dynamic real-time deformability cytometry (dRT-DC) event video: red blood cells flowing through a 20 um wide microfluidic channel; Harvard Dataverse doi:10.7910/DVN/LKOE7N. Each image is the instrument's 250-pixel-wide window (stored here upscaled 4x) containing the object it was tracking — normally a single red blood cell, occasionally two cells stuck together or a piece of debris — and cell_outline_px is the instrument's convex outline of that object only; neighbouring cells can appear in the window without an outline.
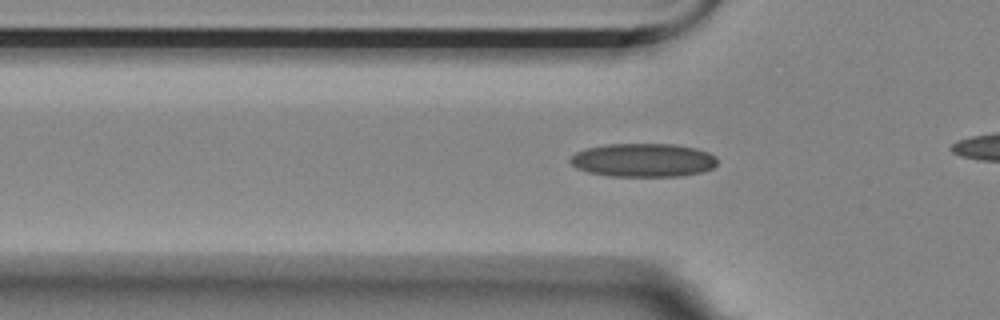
{"species": "Egyptian fruit bat (a non-hibernating species)", "species_latin": "Rousettus aegyptiacus", "temperature_condition": "room temperature", "stored_images_in_passage": 45, "camera_frame_rate_fps": 3000, "um_per_image_px": 0.085, "animal": {"sex": "female"}, "frame": {"image": 1, "passage_image": 17, "time_ms": 5.333, "image_size_px": [1000, 320], "cell_outline_px": [[716, 160], [708, 168], [692, 172], [600, 172], [576, 164], [572, 160], [576, 156], [584, 152], [600, 148], [684, 148], [700, 152]], "centroid_in_image_um": [54.74, 13.61], "position_along_channel_um": 71.1, "area_um2": 21.27}}
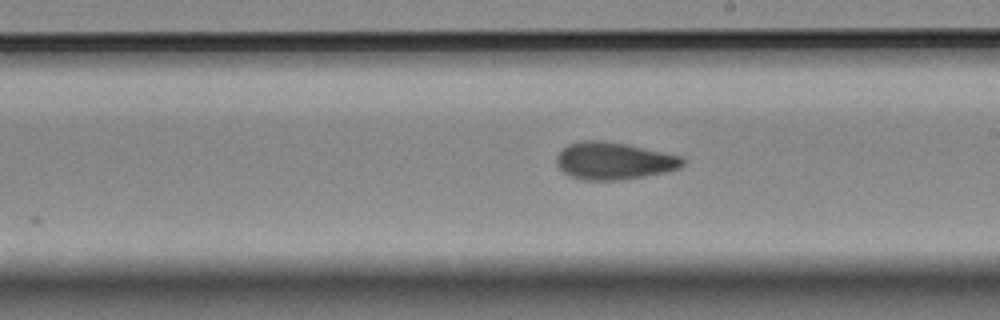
{"frame": {"image": 2, "passage_image": 31, "time_ms": 10.0, "image_size_px": [1000, 320], "cell_outline_px": [[680, 164], [668, 168], [644, 172], [612, 176], [592, 176], [576, 172], [568, 168], [564, 164], [564, 152], [568, 148], [588, 144], [604, 144], [628, 148], [668, 156], [680, 160]], "centroid_in_image_um": [52.2, 13.64], "position_along_channel_um": 236.8, "area_um2": 19.25}}
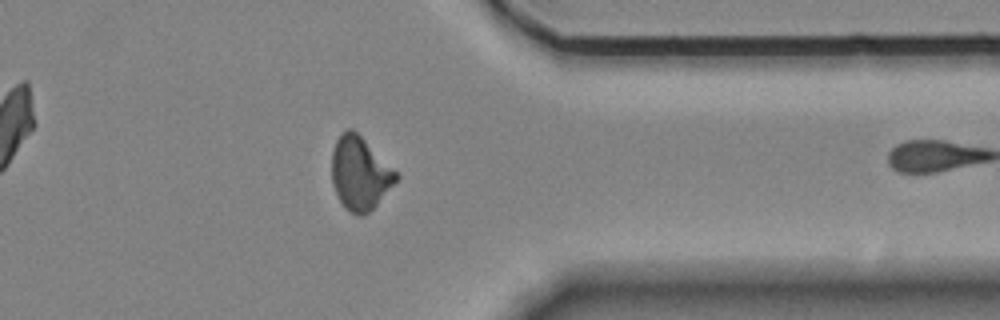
{"frame": {"image": 3, "passage_image": 44, "time_ms": 14.333, "image_size_px": [1000, 320], "cell_outline_px": [[396, 180], [364, 212], [356, 212], [348, 208], [344, 204], [336, 188], [332, 172], [332, 164], [336, 144], [340, 136], [344, 132], [352, 132], [396, 172]], "centroid_in_image_um": [30.56, 14.72], "position_along_channel_um": 380.8, "area_um2": 23.87}}